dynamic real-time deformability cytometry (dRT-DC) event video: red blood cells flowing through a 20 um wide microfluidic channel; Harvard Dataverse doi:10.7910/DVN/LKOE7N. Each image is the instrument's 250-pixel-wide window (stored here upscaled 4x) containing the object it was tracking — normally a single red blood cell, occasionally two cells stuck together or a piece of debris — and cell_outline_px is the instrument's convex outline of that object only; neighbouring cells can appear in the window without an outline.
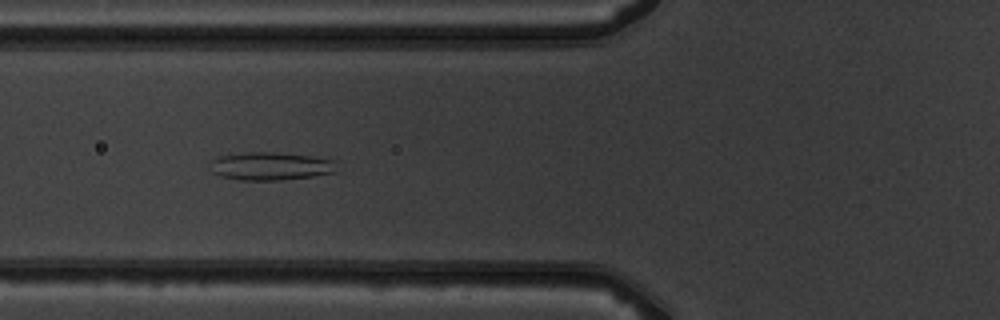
{"species": "common noctule bat (a hibernating species)", "species_latin": "Nyctalus noctula", "temperature_condition": "warm", "stored_images_in_passage": 7, "camera_frame_rate_fps": 3000, "um_per_image_px": 0.085, "animal": {"sex": "male", "body_mass_g": 19.5, "forearm_length_mm": 54.6}, "frame": {"image": 1, "passage_image": 5, "time_ms": 4.333, "image_size_px": [1000, 320], "cell_outline_px": [[336, 172], [312, 176], [280, 180], [240, 180], [220, 176], [212, 172], [208, 164], [212, 160], [220, 156], [244, 152], [272, 152], [312, 156], [332, 160]], "centroid_in_image_um": [22.93, 14.12], "position_along_channel_um": 102.9, "area_um2": 20.58}}